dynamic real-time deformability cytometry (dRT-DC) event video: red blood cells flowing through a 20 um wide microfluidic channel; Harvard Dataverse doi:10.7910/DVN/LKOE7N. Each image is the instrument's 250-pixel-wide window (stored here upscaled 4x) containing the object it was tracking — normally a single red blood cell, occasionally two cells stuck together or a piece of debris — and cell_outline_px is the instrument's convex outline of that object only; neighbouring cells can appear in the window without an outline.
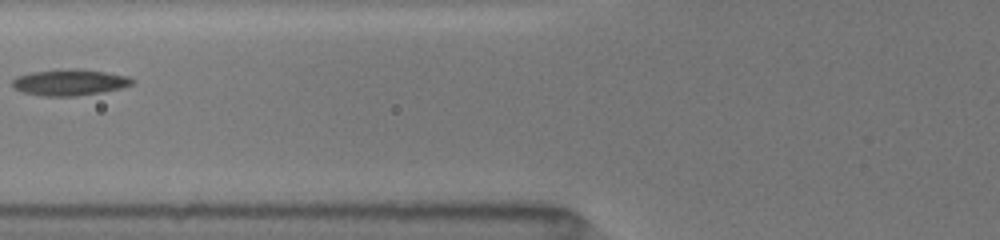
{"species": "common noctule bat (a hibernating species)", "species_latin": "Nyctalus noctula", "temperature_condition": "room temperature", "stored_images_in_passage": 7, "camera_frame_rate_fps": 3000, "um_per_image_px": 0.085, "animal": {"sex": "female", "body_mass_g": 19.5, "forearm_length_mm": 54.1}, "frame": {"image": 1, "passage_image": 4, "time_ms": 2.333, "image_size_px": [1000, 240], "cell_outline_px": [[136, 80], [132, 84], [120, 88], [100, 92], [76, 96], [44, 96], [24, 92], [16, 88], [12, 84], [12, 80], [16, 76], [32, 72], [56, 68], [80, 68], [128, 76]], "centroid_in_image_um": [5.91, 6.97], "position_along_channel_um": 119.9, "area_um2": 18.38}}